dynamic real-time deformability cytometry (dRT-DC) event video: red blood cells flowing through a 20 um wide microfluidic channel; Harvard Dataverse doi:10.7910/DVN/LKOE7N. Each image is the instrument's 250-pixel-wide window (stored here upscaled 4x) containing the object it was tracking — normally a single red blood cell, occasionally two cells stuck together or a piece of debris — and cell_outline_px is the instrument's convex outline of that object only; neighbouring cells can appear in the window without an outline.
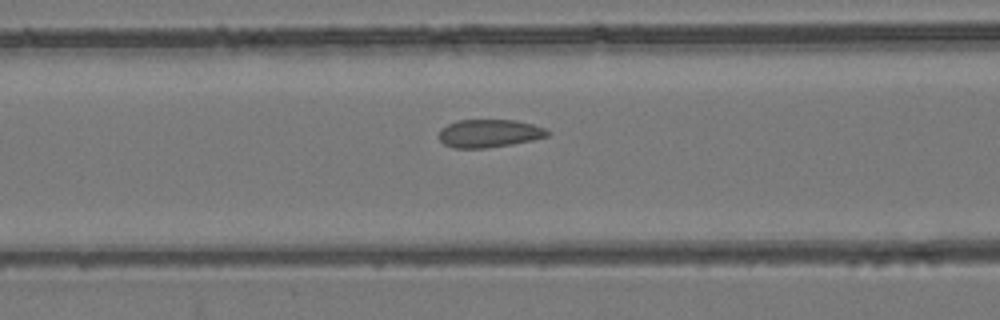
{"species": "common noctule bat (a hibernating species)", "species_latin": "Nyctalus noctula", "temperature_condition": "room temperature", "stored_images_in_passage": 43, "camera_frame_rate_fps": 3000, "um_per_image_px": 0.085, "animal": {"sex": "female", "body_mass_g": 24.6, "forearm_length_mm": 56.2}, "frame": {"image": 1, "passage_image": 10, "time_ms": 3.0, "image_size_px": [1000, 320], "cell_outline_px": [[552, 132], [548, 136], [532, 140], [512, 144], [484, 148], [452, 148], [444, 144], [440, 140], [440, 128], [456, 120], [516, 120], [532, 124], [544, 128]], "centroid_in_image_um": [41.58, 11.33], "position_along_channel_um": 125.0, "area_um2": 17.74}}
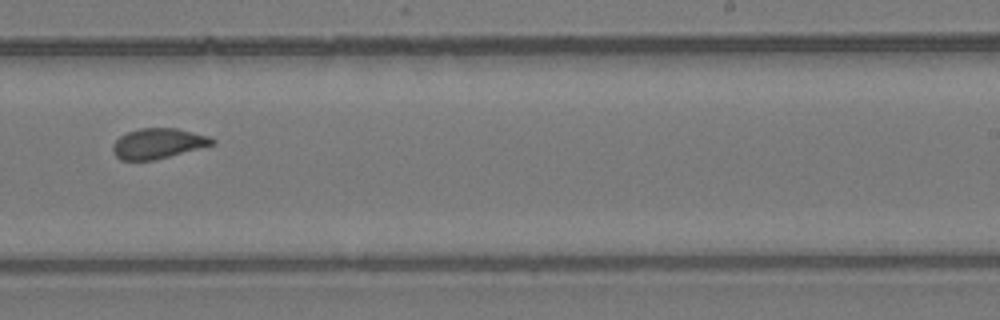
{"frame": {"image": 2, "passage_image": 22, "time_ms": 7.0, "image_size_px": [1000, 320], "cell_outline_px": [[216, 144], [156, 160], [120, 160], [112, 152], [112, 144], [120, 136], [128, 132], [140, 128], [176, 128], [208, 136], [216, 140]], "centroid_in_image_um": [13.43, 12.2], "position_along_channel_um": 275.6, "area_um2": 17.63}}
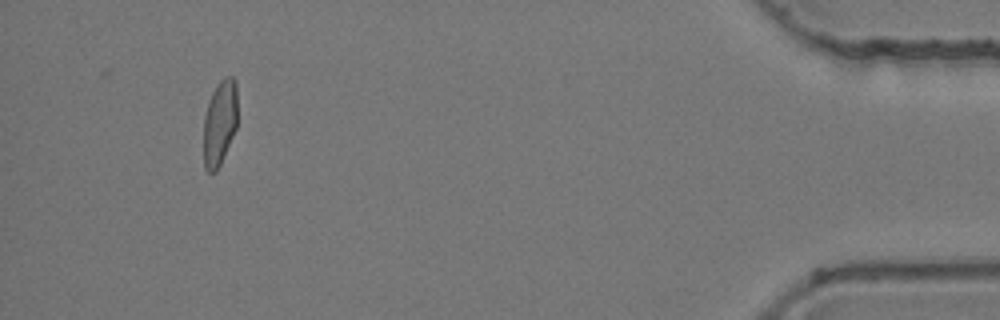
{"frame": {"image": 3, "passage_image": 39, "time_ms": 12.667, "image_size_px": [1000, 320], "cell_outline_px": [[236, 128], [220, 164], [216, 172], [208, 172], [204, 168], [204, 116], [208, 100], [216, 84], [224, 76], [232, 76], [236, 80]], "centroid_in_image_um": [18.66, 10.4], "position_along_channel_um": 416.5, "area_um2": 16.88}, "authors_computed_cell_mechanics": {"area_um2": 17.8602, "velocity_mm_per_s": 3.768, "shape_relaxation_time_tau1_ms": null, "shape_relaxation_time_tau2_ms": 1.1647, "deformation_change_tau1": null, "deformation_change_tau2": 0.0688}}